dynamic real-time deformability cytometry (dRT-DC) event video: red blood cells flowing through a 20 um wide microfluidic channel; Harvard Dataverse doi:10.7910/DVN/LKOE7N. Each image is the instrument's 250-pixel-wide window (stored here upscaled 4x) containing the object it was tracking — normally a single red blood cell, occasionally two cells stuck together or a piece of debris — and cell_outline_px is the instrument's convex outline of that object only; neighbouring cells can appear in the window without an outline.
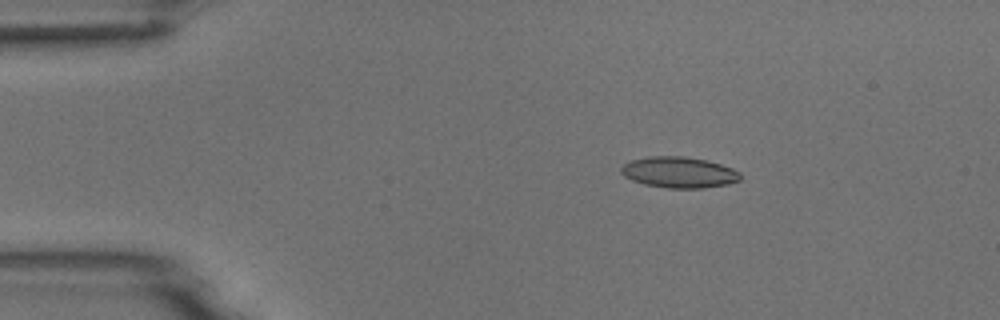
{"species": "common noctule bat (a hibernating species)", "species_latin": "Nyctalus noctula", "temperature_condition": "room temperature", "stored_images_in_passage": 9, "camera_frame_rate_fps": 3000, "um_per_image_px": 0.085, "animal": {"sex": "male", "body_mass_g": 18.8}, "frame": {"image": 1, "passage_image": 3, "time_ms": 2.0, "image_size_px": [1000, 320], "cell_outline_px": [[740, 180], [728, 184], [704, 188], [668, 188], [644, 184], [632, 180], [624, 176], [620, 172], [620, 168], [624, 164], [632, 160], [648, 156], [684, 156], [708, 160], [732, 168], [740, 172]], "centroid_in_image_um": [57.71, 14.64], "position_along_channel_um": 27.3, "area_um2": 21.62}}